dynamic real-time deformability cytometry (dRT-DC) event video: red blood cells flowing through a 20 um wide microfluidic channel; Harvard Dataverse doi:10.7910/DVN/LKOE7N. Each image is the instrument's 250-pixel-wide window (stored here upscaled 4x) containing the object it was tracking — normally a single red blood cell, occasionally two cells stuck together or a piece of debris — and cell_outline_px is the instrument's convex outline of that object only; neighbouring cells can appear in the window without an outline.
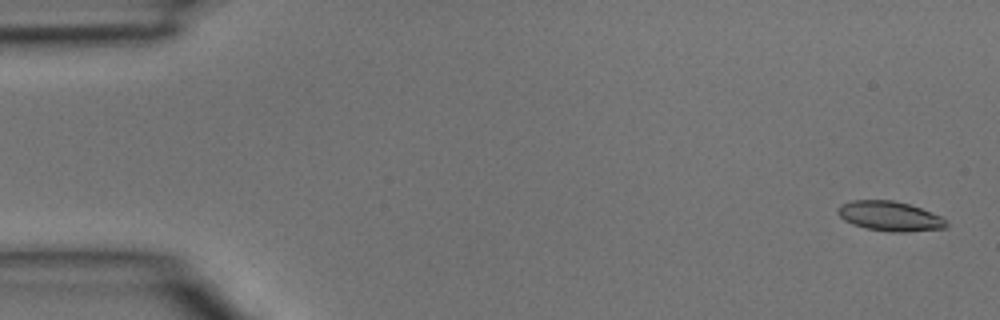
{"species": "common noctule bat (a hibernating species)", "species_latin": "Nyctalus noctula", "temperature_condition": "room temperature", "stored_images_in_passage": 4, "camera_frame_rate_fps": 3000, "um_per_image_px": 0.085, "animal": {"sex": "male", "body_mass_g": 15.6}, "frame": {"image": 1, "passage_image": 1, "time_ms": 0.0, "image_size_px": [1000, 320], "cell_outline_px": [[948, 228], [904, 232], [892, 232], [868, 228], [852, 224], [844, 220], [836, 212], [840, 204], [852, 200], [892, 200], [908, 204], [920, 208], [940, 216], [948, 220]], "centroid_in_image_um": [75.64, 18.37], "position_along_channel_um": 9.4, "area_um2": 18.79}}
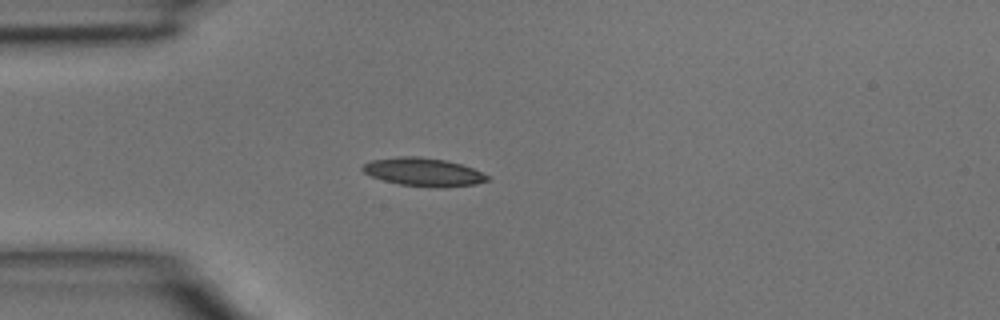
{"frame": {"image": 2, "passage_image": 4, "time_ms": 1.0, "image_size_px": [1000, 320], "cell_outline_px": [[492, 180], [476, 184], [436, 188], [400, 184], [384, 180], [372, 176], [364, 172], [360, 168], [364, 164], [372, 160], [400, 156], [420, 156], [444, 160], [460, 164], [472, 168], [488, 176]], "centroid_in_image_um": [36.0, 14.62], "position_along_channel_um": 49.0, "area_um2": 20.4}}